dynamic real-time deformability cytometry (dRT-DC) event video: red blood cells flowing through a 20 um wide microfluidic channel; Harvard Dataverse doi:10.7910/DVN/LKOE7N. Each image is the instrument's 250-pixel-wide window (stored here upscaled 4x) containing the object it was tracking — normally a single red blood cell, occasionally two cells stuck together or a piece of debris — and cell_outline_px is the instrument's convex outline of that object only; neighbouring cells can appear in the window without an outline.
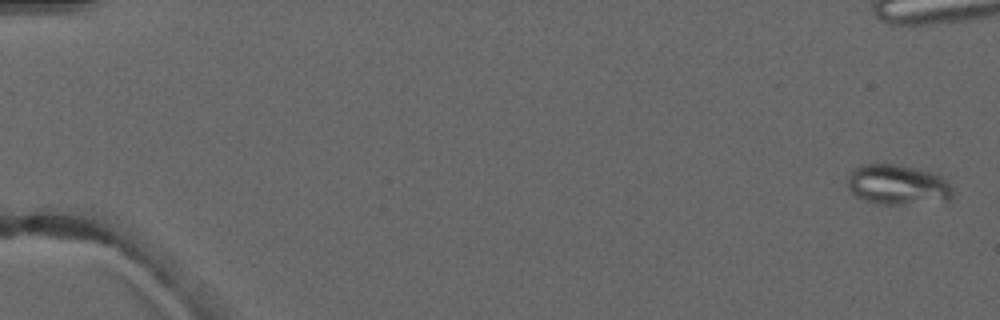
{"species": "common noctule bat (a hibernating species)", "species_latin": "Nyctalus noctula", "temperature_condition": "warm", "stored_images_in_passage": 6, "camera_frame_rate_fps": 3000, "um_per_image_px": 0.085, "animal": {"sex": "male", "forearm_length_mm": 52.5}, "frame": {"image": 1, "passage_image": 1, "time_ms": 0.0, "image_size_px": [1000, 320], "cell_outline_px": [[952, 196], [948, 200], [904, 204], [880, 204], [864, 200], [856, 196], [848, 188], [848, 176], [852, 168], [864, 164], [892, 164], [916, 168], [932, 172], [940, 176], [952, 188]], "centroid_in_image_um": [76.26, 15.7], "position_along_channel_um": 8.7, "area_um2": 24.39}}